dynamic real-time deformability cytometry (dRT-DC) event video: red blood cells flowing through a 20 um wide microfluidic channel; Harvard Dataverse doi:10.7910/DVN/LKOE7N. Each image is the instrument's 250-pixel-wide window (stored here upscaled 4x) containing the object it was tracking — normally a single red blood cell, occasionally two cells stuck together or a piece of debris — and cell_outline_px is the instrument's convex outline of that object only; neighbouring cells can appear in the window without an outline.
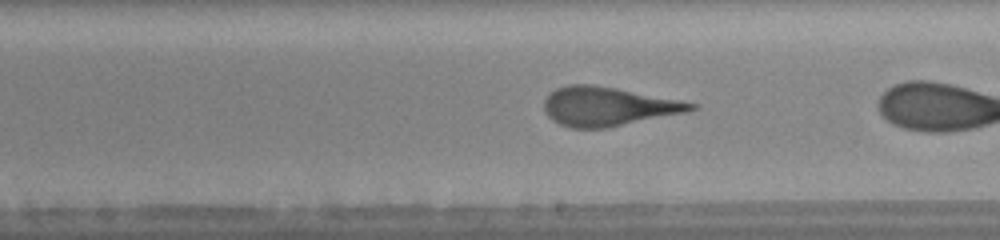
{"species": "human", "species_latin": "Homo sapiens", "temperature_condition": "warm", "stored_images_in_passage": 32, "camera_frame_rate_fps": 3000, "um_per_image_px": 0.085, "donor": {"sex": "female"}, "frame": {"image": 1, "passage_image": 23, "time_ms": 7.333, "image_size_px": [1000, 240], "cell_outline_px": [[696, 108], [688, 112], [608, 128], [568, 128], [552, 120], [544, 112], [544, 100], [556, 88], [568, 84], [592, 84], [616, 88], [696, 104]], "centroid_in_image_um": [51.62, 9.06], "position_along_channel_um": 237.4, "area_um2": 33.18}}